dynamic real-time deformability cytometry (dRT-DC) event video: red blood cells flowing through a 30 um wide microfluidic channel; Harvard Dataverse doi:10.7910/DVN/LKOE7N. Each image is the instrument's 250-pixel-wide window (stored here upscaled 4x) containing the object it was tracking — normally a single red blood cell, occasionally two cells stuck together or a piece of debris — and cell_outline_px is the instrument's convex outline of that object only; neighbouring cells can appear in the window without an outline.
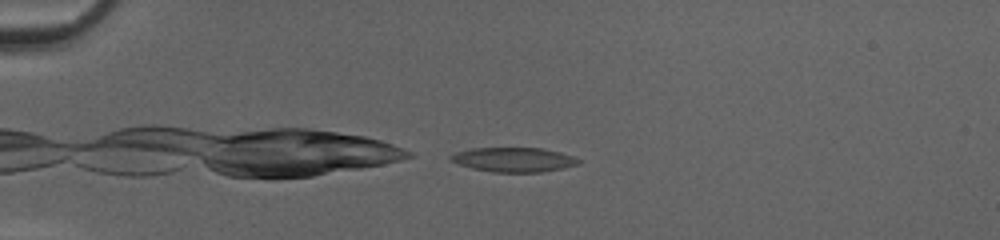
{"species": "common noctule bat (a hibernating species)", "species_latin": "Nyctalus noctula", "temperature_condition": "cold", "stored_images_in_passage": 14, "camera_frame_rate_fps": 3000, "um_per_image_px": 0.085, "animal": {"sex": "female", "body_mass_g": 20.0, "forearm_length_mm": 54.0}, "frame": {"image": 1, "passage_image": 14, "time_ms": 4.333, "image_size_px": [1000, 240], "cell_outline_px": [[580, 164], [564, 168], [540, 172], [492, 172], [472, 168], [448, 160], [448, 156], [456, 152], [472, 148], [540, 148], [560, 152], [572, 156], [580, 160]], "centroid_in_image_um": [43.65, 13.57], "position_along_channel_um": 41.3, "area_um2": 18.21}}